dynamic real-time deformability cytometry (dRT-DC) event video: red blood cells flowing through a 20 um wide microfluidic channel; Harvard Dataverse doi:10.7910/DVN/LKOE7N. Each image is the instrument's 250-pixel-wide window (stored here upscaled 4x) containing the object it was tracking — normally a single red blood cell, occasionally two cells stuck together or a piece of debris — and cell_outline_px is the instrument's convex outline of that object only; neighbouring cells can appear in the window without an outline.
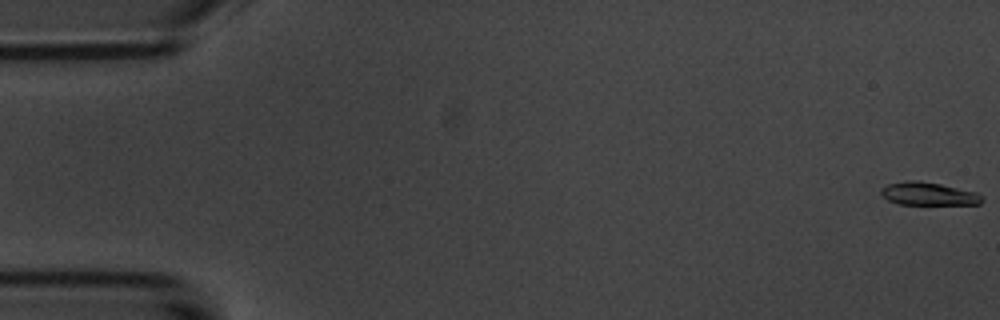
{"species": "common noctule bat (a hibernating species)", "species_latin": "Nyctalus noctula", "temperature_condition": "room temperature", "stored_images_in_passage": 6, "camera_frame_rate_fps": 3000, "um_per_image_px": 0.085, "animal": {"sex": "male", "body_mass_g": 20.1, "forearm_length_mm": 53.5}, "frame": {"image": 1, "passage_image": 1, "time_ms": 0.0, "image_size_px": [1000, 320], "cell_outline_px": [[984, 200], [980, 204], [900, 204], [888, 200], [880, 192], [880, 188], [888, 184], [908, 180], [916, 180], [940, 184], [976, 192], [984, 196]], "centroid_in_image_um": [78.93, 16.47], "position_along_channel_um": 6.1, "area_um2": 13.47}}
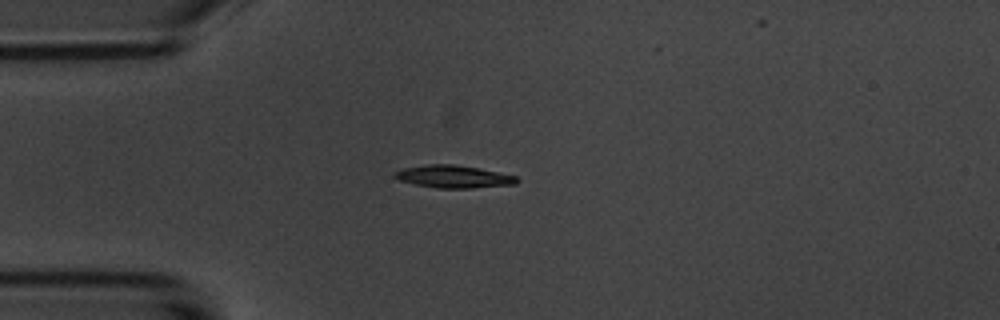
{"frame": {"image": 2, "passage_image": 5, "time_ms": 4.667, "image_size_px": [1000, 320], "cell_outline_px": [[520, 180], [516, 184], [472, 188], [436, 188], [416, 184], [400, 180], [392, 176], [396, 172], [404, 168], [424, 164], [456, 164], [516, 176]], "centroid_in_image_um": [38.55, 15.01], "position_along_channel_um": 46.5, "area_um2": 15.9}}